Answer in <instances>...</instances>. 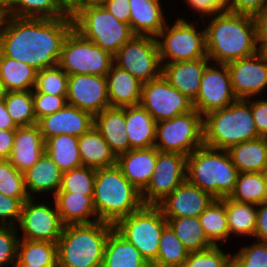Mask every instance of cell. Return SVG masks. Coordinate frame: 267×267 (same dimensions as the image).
<instances>
[{"label": "cell", "instance_id": "cell-52", "mask_svg": "<svg viewBox=\"0 0 267 267\" xmlns=\"http://www.w3.org/2000/svg\"><path fill=\"white\" fill-rule=\"evenodd\" d=\"M251 98V112L260 137L267 138V99Z\"/></svg>", "mask_w": 267, "mask_h": 267}, {"label": "cell", "instance_id": "cell-26", "mask_svg": "<svg viewBox=\"0 0 267 267\" xmlns=\"http://www.w3.org/2000/svg\"><path fill=\"white\" fill-rule=\"evenodd\" d=\"M130 27L135 35L156 37L166 20L161 0H129Z\"/></svg>", "mask_w": 267, "mask_h": 267}, {"label": "cell", "instance_id": "cell-14", "mask_svg": "<svg viewBox=\"0 0 267 267\" xmlns=\"http://www.w3.org/2000/svg\"><path fill=\"white\" fill-rule=\"evenodd\" d=\"M29 198L22 204L20 219L16 226L22 232L19 239L57 243L62 235L64 224L61 221L55 202L54 208L46 203H38Z\"/></svg>", "mask_w": 267, "mask_h": 267}, {"label": "cell", "instance_id": "cell-25", "mask_svg": "<svg viewBox=\"0 0 267 267\" xmlns=\"http://www.w3.org/2000/svg\"><path fill=\"white\" fill-rule=\"evenodd\" d=\"M94 126L108 143L116 157L130 150V143L125 129V107L104 109L94 116Z\"/></svg>", "mask_w": 267, "mask_h": 267}, {"label": "cell", "instance_id": "cell-4", "mask_svg": "<svg viewBox=\"0 0 267 267\" xmlns=\"http://www.w3.org/2000/svg\"><path fill=\"white\" fill-rule=\"evenodd\" d=\"M93 205L99 221L114 225L119 219L138 211L143 203L141 192L114 165L96 169Z\"/></svg>", "mask_w": 267, "mask_h": 267}, {"label": "cell", "instance_id": "cell-63", "mask_svg": "<svg viewBox=\"0 0 267 267\" xmlns=\"http://www.w3.org/2000/svg\"><path fill=\"white\" fill-rule=\"evenodd\" d=\"M263 202L267 203V172H265L264 198Z\"/></svg>", "mask_w": 267, "mask_h": 267}, {"label": "cell", "instance_id": "cell-56", "mask_svg": "<svg viewBox=\"0 0 267 267\" xmlns=\"http://www.w3.org/2000/svg\"><path fill=\"white\" fill-rule=\"evenodd\" d=\"M259 46L267 40V5L253 15Z\"/></svg>", "mask_w": 267, "mask_h": 267}, {"label": "cell", "instance_id": "cell-42", "mask_svg": "<svg viewBox=\"0 0 267 267\" xmlns=\"http://www.w3.org/2000/svg\"><path fill=\"white\" fill-rule=\"evenodd\" d=\"M4 103L10 117L17 127L33 126L37 124L34 114L32 90L9 91Z\"/></svg>", "mask_w": 267, "mask_h": 267}, {"label": "cell", "instance_id": "cell-64", "mask_svg": "<svg viewBox=\"0 0 267 267\" xmlns=\"http://www.w3.org/2000/svg\"><path fill=\"white\" fill-rule=\"evenodd\" d=\"M260 51L267 57V40L260 46Z\"/></svg>", "mask_w": 267, "mask_h": 267}, {"label": "cell", "instance_id": "cell-40", "mask_svg": "<svg viewBox=\"0 0 267 267\" xmlns=\"http://www.w3.org/2000/svg\"><path fill=\"white\" fill-rule=\"evenodd\" d=\"M189 251L182 244L173 230L167 225L162 231L157 259L151 267H182Z\"/></svg>", "mask_w": 267, "mask_h": 267}, {"label": "cell", "instance_id": "cell-32", "mask_svg": "<svg viewBox=\"0 0 267 267\" xmlns=\"http://www.w3.org/2000/svg\"><path fill=\"white\" fill-rule=\"evenodd\" d=\"M102 267H150V264L113 228L106 241Z\"/></svg>", "mask_w": 267, "mask_h": 267}, {"label": "cell", "instance_id": "cell-44", "mask_svg": "<svg viewBox=\"0 0 267 267\" xmlns=\"http://www.w3.org/2000/svg\"><path fill=\"white\" fill-rule=\"evenodd\" d=\"M68 78L67 73L59 65L39 70L32 93L67 96Z\"/></svg>", "mask_w": 267, "mask_h": 267}, {"label": "cell", "instance_id": "cell-65", "mask_svg": "<svg viewBox=\"0 0 267 267\" xmlns=\"http://www.w3.org/2000/svg\"><path fill=\"white\" fill-rule=\"evenodd\" d=\"M13 267H41V266H35L31 264H14Z\"/></svg>", "mask_w": 267, "mask_h": 267}, {"label": "cell", "instance_id": "cell-50", "mask_svg": "<svg viewBox=\"0 0 267 267\" xmlns=\"http://www.w3.org/2000/svg\"><path fill=\"white\" fill-rule=\"evenodd\" d=\"M22 203L17 199L0 193V225L16 227L21 213Z\"/></svg>", "mask_w": 267, "mask_h": 267}, {"label": "cell", "instance_id": "cell-30", "mask_svg": "<svg viewBox=\"0 0 267 267\" xmlns=\"http://www.w3.org/2000/svg\"><path fill=\"white\" fill-rule=\"evenodd\" d=\"M78 148L83 166L100 169L116 165L117 157L95 126L78 137Z\"/></svg>", "mask_w": 267, "mask_h": 267}, {"label": "cell", "instance_id": "cell-48", "mask_svg": "<svg viewBox=\"0 0 267 267\" xmlns=\"http://www.w3.org/2000/svg\"><path fill=\"white\" fill-rule=\"evenodd\" d=\"M14 226L0 225V267H13L17 259L19 237Z\"/></svg>", "mask_w": 267, "mask_h": 267}, {"label": "cell", "instance_id": "cell-33", "mask_svg": "<svg viewBox=\"0 0 267 267\" xmlns=\"http://www.w3.org/2000/svg\"><path fill=\"white\" fill-rule=\"evenodd\" d=\"M37 70L0 52V78L8 91L33 90Z\"/></svg>", "mask_w": 267, "mask_h": 267}, {"label": "cell", "instance_id": "cell-31", "mask_svg": "<svg viewBox=\"0 0 267 267\" xmlns=\"http://www.w3.org/2000/svg\"><path fill=\"white\" fill-rule=\"evenodd\" d=\"M227 151L239 173L267 172L266 137L233 145Z\"/></svg>", "mask_w": 267, "mask_h": 267}, {"label": "cell", "instance_id": "cell-9", "mask_svg": "<svg viewBox=\"0 0 267 267\" xmlns=\"http://www.w3.org/2000/svg\"><path fill=\"white\" fill-rule=\"evenodd\" d=\"M181 16L174 23H166L156 36L161 63L196 60L207 57L205 29Z\"/></svg>", "mask_w": 267, "mask_h": 267}, {"label": "cell", "instance_id": "cell-47", "mask_svg": "<svg viewBox=\"0 0 267 267\" xmlns=\"http://www.w3.org/2000/svg\"><path fill=\"white\" fill-rule=\"evenodd\" d=\"M232 255V267H267V243L253 241Z\"/></svg>", "mask_w": 267, "mask_h": 267}, {"label": "cell", "instance_id": "cell-15", "mask_svg": "<svg viewBox=\"0 0 267 267\" xmlns=\"http://www.w3.org/2000/svg\"><path fill=\"white\" fill-rule=\"evenodd\" d=\"M140 105L151 114L156 122L193 110L192 101L170 85L163 75L143 83Z\"/></svg>", "mask_w": 267, "mask_h": 267}, {"label": "cell", "instance_id": "cell-37", "mask_svg": "<svg viewBox=\"0 0 267 267\" xmlns=\"http://www.w3.org/2000/svg\"><path fill=\"white\" fill-rule=\"evenodd\" d=\"M14 264L57 267V244L48 241L19 239Z\"/></svg>", "mask_w": 267, "mask_h": 267}, {"label": "cell", "instance_id": "cell-62", "mask_svg": "<svg viewBox=\"0 0 267 267\" xmlns=\"http://www.w3.org/2000/svg\"><path fill=\"white\" fill-rule=\"evenodd\" d=\"M9 2H10V0H0V9L7 12Z\"/></svg>", "mask_w": 267, "mask_h": 267}, {"label": "cell", "instance_id": "cell-8", "mask_svg": "<svg viewBox=\"0 0 267 267\" xmlns=\"http://www.w3.org/2000/svg\"><path fill=\"white\" fill-rule=\"evenodd\" d=\"M167 219L155 205H143L138 211L119 219L114 229L129 241L151 265L158 254L162 231Z\"/></svg>", "mask_w": 267, "mask_h": 267}, {"label": "cell", "instance_id": "cell-54", "mask_svg": "<svg viewBox=\"0 0 267 267\" xmlns=\"http://www.w3.org/2000/svg\"><path fill=\"white\" fill-rule=\"evenodd\" d=\"M265 5H267V0H230L229 12L253 16Z\"/></svg>", "mask_w": 267, "mask_h": 267}, {"label": "cell", "instance_id": "cell-51", "mask_svg": "<svg viewBox=\"0 0 267 267\" xmlns=\"http://www.w3.org/2000/svg\"><path fill=\"white\" fill-rule=\"evenodd\" d=\"M201 19L220 12H229L230 0H184Z\"/></svg>", "mask_w": 267, "mask_h": 267}, {"label": "cell", "instance_id": "cell-35", "mask_svg": "<svg viewBox=\"0 0 267 267\" xmlns=\"http://www.w3.org/2000/svg\"><path fill=\"white\" fill-rule=\"evenodd\" d=\"M167 225L189 252L203 251L214 246L207 238L199 217L166 218Z\"/></svg>", "mask_w": 267, "mask_h": 267}, {"label": "cell", "instance_id": "cell-58", "mask_svg": "<svg viewBox=\"0 0 267 267\" xmlns=\"http://www.w3.org/2000/svg\"><path fill=\"white\" fill-rule=\"evenodd\" d=\"M60 8L69 16H73L80 8L90 4V0H57Z\"/></svg>", "mask_w": 267, "mask_h": 267}, {"label": "cell", "instance_id": "cell-16", "mask_svg": "<svg viewBox=\"0 0 267 267\" xmlns=\"http://www.w3.org/2000/svg\"><path fill=\"white\" fill-rule=\"evenodd\" d=\"M236 100L228 66L210 62L202 75L198 96L192 102L193 109L205 116L209 112L229 106Z\"/></svg>", "mask_w": 267, "mask_h": 267}, {"label": "cell", "instance_id": "cell-49", "mask_svg": "<svg viewBox=\"0 0 267 267\" xmlns=\"http://www.w3.org/2000/svg\"><path fill=\"white\" fill-rule=\"evenodd\" d=\"M67 104L66 96L33 93L34 114L37 122L48 115L61 110Z\"/></svg>", "mask_w": 267, "mask_h": 267}, {"label": "cell", "instance_id": "cell-24", "mask_svg": "<svg viewBox=\"0 0 267 267\" xmlns=\"http://www.w3.org/2000/svg\"><path fill=\"white\" fill-rule=\"evenodd\" d=\"M110 107L140 105L143 83L126 70L112 64L106 75Z\"/></svg>", "mask_w": 267, "mask_h": 267}, {"label": "cell", "instance_id": "cell-7", "mask_svg": "<svg viewBox=\"0 0 267 267\" xmlns=\"http://www.w3.org/2000/svg\"><path fill=\"white\" fill-rule=\"evenodd\" d=\"M72 20L80 35L112 56L135 35L130 24L119 21L101 3L80 8Z\"/></svg>", "mask_w": 267, "mask_h": 267}, {"label": "cell", "instance_id": "cell-29", "mask_svg": "<svg viewBox=\"0 0 267 267\" xmlns=\"http://www.w3.org/2000/svg\"><path fill=\"white\" fill-rule=\"evenodd\" d=\"M125 122L130 149L154 147L157 122L141 105L125 107Z\"/></svg>", "mask_w": 267, "mask_h": 267}, {"label": "cell", "instance_id": "cell-22", "mask_svg": "<svg viewBox=\"0 0 267 267\" xmlns=\"http://www.w3.org/2000/svg\"><path fill=\"white\" fill-rule=\"evenodd\" d=\"M157 161V148L130 149L117 156L116 165L140 192L149 184Z\"/></svg>", "mask_w": 267, "mask_h": 267}, {"label": "cell", "instance_id": "cell-36", "mask_svg": "<svg viewBox=\"0 0 267 267\" xmlns=\"http://www.w3.org/2000/svg\"><path fill=\"white\" fill-rule=\"evenodd\" d=\"M221 200L225 203L230 236L232 234L234 236L253 237L256 227L257 205L238 202L228 197L221 198Z\"/></svg>", "mask_w": 267, "mask_h": 267}, {"label": "cell", "instance_id": "cell-13", "mask_svg": "<svg viewBox=\"0 0 267 267\" xmlns=\"http://www.w3.org/2000/svg\"><path fill=\"white\" fill-rule=\"evenodd\" d=\"M187 156L157 149V161L151 180L141 192L143 205L157 206L186 180Z\"/></svg>", "mask_w": 267, "mask_h": 267}, {"label": "cell", "instance_id": "cell-1", "mask_svg": "<svg viewBox=\"0 0 267 267\" xmlns=\"http://www.w3.org/2000/svg\"><path fill=\"white\" fill-rule=\"evenodd\" d=\"M72 29V16L35 19L8 15L0 37V52L37 71L56 67L63 42Z\"/></svg>", "mask_w": 267, "mask_h": 267}, {"label": "cell", "instance_id": "cell-61", "mask_svg": "<svg viewBox=\"0 0 267 267\" xmlns=\"http://www.w3.org/2000/svg\"><path fill=\"white\" fill-rule=\"evenodd\" d=\"M7 16H8L7 12L0 9V37H1L2 29H3Z\"/></svg>", "mask_w": 267, "mask_h": 267}, {"label": "cell", "instance_id": "cell-59", "mask_svg": "<svg viewBox=\"0 0 267 267\" xmlns=\"http://www.w3.org/2000/svg\"><path fill=\"white\" fill-rule=\"evenodd\" d=\"M17 128L7 112L4 100H0V130H16Z\"/></svg>", "mask_w": 267, "mask_h": 267}, {"label": "cell", "instance_id": "cell-39", "mask_svg": "<svg viewBox=\"0 0 267 267\" xmlns=\"http://www.w3.org/2000/svg\"><path fill=\"white\" fill-rule=\"evenodd\" d=\"M7 15L35 19L69 16L60 8L57 0H10Z\"/></svg>", "mask_w": 267, "mask_h": 267}, {"label": "cell", "instance_id": "cell-34", "mask_svg": "<svg viewBox=\"0 0 267 267\" xmlns=\"http://www.w3.org/2000/svg\"><path fill=\"white\" fill-rule=\"evenodd\" d=\"M45 152L62 172L82 166L78 148V137L56 135L45 141Z\"/></svg>", "mask_w": 267, "mask_h": 267}, {"label": "cell", "instance_id": "cell-6", "mask_svg": "<svg viewBox=\"0 0 267 267\" xmlns=\"http://www.w3.org/2000/svg\"><path fill=\"white\" fill-rule=\"evenodd\" d=\"M204 145L228 150L259 138L251 112V98L237 99L229 106L203 116Z\"/></svg>", "mask_w": 267, "mask_h": 267}, {"label": "cell", "instance_id": "cell-12", "mask_svg": "<svg viewBox=\"0 0 267 267\" xmlns=\"http://www.w3.org/2000/svg\"><path fill=\"white\" fill-rule=\"evenodd\" d=\"M114 64L142 83L162 75V63L156 37L134 35L113 56Z\"/></svg>", "mask_w": 267, "mask_h": 267}, {"label": "cell", "instance_id": "cell-17", "mask_svg": "<svg viewBox=\"0 0 267 267\" xmlns=\"http://www.w3.org/2000/svg\"><path fill=\"white\" fill-rule=\"evenodd\" d=\"M226 65L237 99L258 97L267 88V57L261 51Z\"/></svg>", "mask_w": 267, "mask_h": 267}, {"label": "cell", "instance_id": "cell-10", "mask_svg": "<svg viewBox=\"0 0 267 267\" xmlns=\"http://www.w3.org/2000/svg\"><path fill=\"white\" fill-rule=\"evenodd\" d=\"M203 145V116L195 109L156 124L154 147L159 151L188 156Z\"/></svg>", "mask_w": 267, "mask_h": 267}, {"label": "cell", "instance_id": "cell-21", "mask_svg": "<svg viewBox=\"0 0 267 267\" xmlns=\"http://www.w3.org/2000/svg\"><path fill=\"white\" fill-rule=\"evenodd\" d=\"M211 61L208 57L173 63H162V75L192 102L197 98L200 81Z\"/></svg>", "mask_w": 267, "mask_h": 267}, {"label": "cell", "instance_id": "cell-45", "mask_svg": "<svg viewBox=\"0 0 267 267\" xmlns=\"http://www.w3.org/2000/svg\"><path fill=\"white\" fill-rule=\"evenodd\" d=\"M0 193L17 198L22 204L30 198L25 188L23 173L9 160H0Z\"/></svg>", "mask_w": 267, "mask_h": 267}, {"label": "cell", "instance_id": "cell-53", "mask_svg": "<svg viewBox=\"0 0 267 267\" xmlns=\"http://www.w3.org/2000/svg\"><path fill=\"white\" fill-rule=\"evenodd\" d=\"M101 4L119 21L130 24L129 0H103Z\"/></svg>", "mask_w": 267, "mask_h": 267}, {"label": "cell", "instance_id": "cell-20", "mask_svg": "<svg viewBox=\"0 0 267 267\" xmlns=\"http://www.w3.org/2000/svg\"><path fill=\"white\" fill-rule=\"evenodd\" d=\"M37 125L44 141L61 134L81 137L94 126V116L66 104L61 110L41 118Z\"/></svg>", "mask_w": 267, "mask_h": 267}, {"label": "cell", "instance_id": "cell-41", "mask_svg": "<svg viewBox=\"0 0 267 267\" xmlns=\"http://www.w3.org/2000/svg\"><path fill=\"white\" fill-rule=\"evenodd\" d=\"M265 172L239 173L228 198L244 203L261 204L264 198Z\"/></svg>", "mask_w": 267, "mask_h": 267}, {"label": "cell", "instance_id": "cell-19", "mask_svg": "<svg viewBox=\"0 0 267 267\" xmlns=\"http://www.w3.org/2000/svg\"><path fill=\"white\" fill-rule=\"evenodd\" d=\"M215 199L185 180L157 206L165 218L199 217Z\"/></svg>", "mask_w": 267, "mask_h": 267}, {"label": "cell", "instance_id": "cell-18", "mask_svg": "<svg viewBox=\"0 0 267 267\" xmlns=\"http://www.w3.org/2000/svg\"><path fill=\"white\" fill-rule=\"evenodd\" d=\"M66 97L67 104L96 116L110 107L106 76L70 75Z\"/></svg>", "mask_w": 267, "mask_h": 267}, {"label": "cell", "instance_id": "cell-3", "mask_svg": "<svg viewBox=\"0 0 267 267\" xmlns=\"http://www.w3.org/2000/svg\"><path fill=\"white\" fill-rule=\"evenodd\" d=\"M113 224L97 221L64 225L57 241V267H102Z\"/></svg>", "mask_w": 267, "mask_h": 267}, {"label": "cell", "instance_id": "cell-66", "mask_svg": "<svg viewBox=\"0 0 267 267\" xmlns=\"http://www.w3.org/2000/svg\"><path fill=\"white\" fill-rule=\"evenodd\" d=\"M103 0H90V4L91 3H101Z\"/></svg>", "mask_w": 267, "mask_h": 267}, {"label": "cell", "instance_id": "cell-43", "mask_svg": "<svg viewBox=\"0 0 267 267\" xmlns=\"http://www.w3.org/2000/svg\"><path fill=\"white\" fill-rule=\"evenodd\" d=\"M96 169L80 166L63 172L61 185L57 192L93 195Z\"/></svg>", "mask_w": 267, "mask_h": 267}, {"label": "cell", "instance_id": "cell-5", "mask_svg": "<svg viewBox=\"0 0 267 267\" xmlns=\"http://www.w3.org/2000/svg\"><path fill=\"white\" fill-rule=\"evenodd\" d=\"M238 175L227 150L203 145L187 156L186 180L216 199L230 196Z\"/></svg>", "mask_w": 267, "mask_h": 267}, {"label": "cell", "instance_id": "cell-27", "mask_svg": "<svg viewBox=\"0 0 267 267\" xmlns=\"http://www.w3.org/2000/svg\"><path fill=\"white\" fill-rule=\"evenodd\" d=\"M26 191L30 198L35 194L51 193L54 196L60 188L63 172L45 152L29 169L23 172Z\"/></svg>", "mask_w": 267, "mask_h": 267}, {"label": "cell", "instance_id": "cell-28", "mask_svg": "<svg viewBox=\"0 0 267 267\" xmlns=\"http://www.w3.org/2000/svg\"><path fill=\"white\" fill-rule=\"evenodd\" d=\"M53 198L64 225L89 224L99 221L93 205V195L57 192Z\"/></svg>", "mask_w": 267, "mask_h": 267}, {"label": "cell", "instance_id": "cell-38", "mask_svg": "<svg viewBox=\"0 0 267 267\" xmlns=\"http://www.w3.org/2000/svg\"><path fill=\"white\" fill-rule=\"evenodd\" d=\"M199 219L208 240L214 246L221 244L223 247L230 237L225 203L221 199H215L199 215Z\"/></svg>", "mask_w": 267, "mask_h": 267}, {"label": "cell", "instance_id": "cell-11", "mask_svg": "<svg viewBox=\"0 0 267 267\" xmlns=\"http://www.w3.org/2000/svg\"><path fill=\"white\" fill-rule=\"evenodd\" d=\"M113 63L111 54L85 39L73 28L63 42L58 65L68 76L78 74L106 76Z\"/></svg>", "mask_w": 267, "mask_h": 267}, {"label": "cell", "instance_id": "cell-60", "mask_svg": "<svg viewBox=\"0 0 267 267\" xmlns=\"http://www.w3.org/2000/svg\"><path fill=\"white\" fill-rule=\"evenodd\" d=\"M8 90L0 78V100H4L8 94Z\"/></svg>", "mask_w": 267, "mask_h": 267}, {"label": "cell", "instance_id": "cell-2", "mask_svg": "<svg viewBox=\"0 0 267 267\" xmlns=\"http://www.w3.org/2000/svg\"><path fill=\"white\" fill-rule=\"evenodd\" d=\"M207 18L204 29L210 61L227 64L260 51L252 15L220 12Z\"/></svg>", "mask_w": 267, "mask_h": 267}, {"label": "cell", "instance_id": "cell-57", "mask_svg": "<svg viewBox=\"0 0 267 267\" xmlns=\"http://www.w3.org/2000/svg\"><path fill=\"white\" fill-rule=\"evenodd\" d=\"M16 130H0V160H8L10 157Z\"/></svg>", "mask_w": 267, "mask_h": 267}, {"label": "cell", "instance_id": "cell-23", "mask_svg": "<svg viewBox=\"0 0 267 267\" xmlns=\"http://www.w3.org/2000/svg\"><path fill=\"white\" fill-rule=\"evenodd\" d=\"M45 153V141L39 126L18 127L8 160L19 171L31 168Z\"/></svg>", "mask_w": 267, "mask_h": 267}, {"label": "cell", "instance_id": "cell-46", "mask_svg": "<svg viewBox=\"0 0 267 267\" xmlns=\"http://www.w3.org/2000/svg\"><path fill=\"white\" fill-rule=\"evenodd\" d=\"M182 267H232V254L221 247L212 246L203 251L189 252Z\"/></svg>", "mask_w": 267, "mask_h": 267}, {"label": "cell", "instance_id": "cell-55", "mask_svg": "<svg viewBox=\"0 0 267 267\" xmlns=\"http://www.w3.org/2000/svg\"><path fill=\"white\" fill-rule=\"evenodd\" d=\"M256 241L267 243V203L263 202L257 205V219L254 230Z\"/></svg>", "mask_w": 267, "mask_h": 267}]
</instances>
